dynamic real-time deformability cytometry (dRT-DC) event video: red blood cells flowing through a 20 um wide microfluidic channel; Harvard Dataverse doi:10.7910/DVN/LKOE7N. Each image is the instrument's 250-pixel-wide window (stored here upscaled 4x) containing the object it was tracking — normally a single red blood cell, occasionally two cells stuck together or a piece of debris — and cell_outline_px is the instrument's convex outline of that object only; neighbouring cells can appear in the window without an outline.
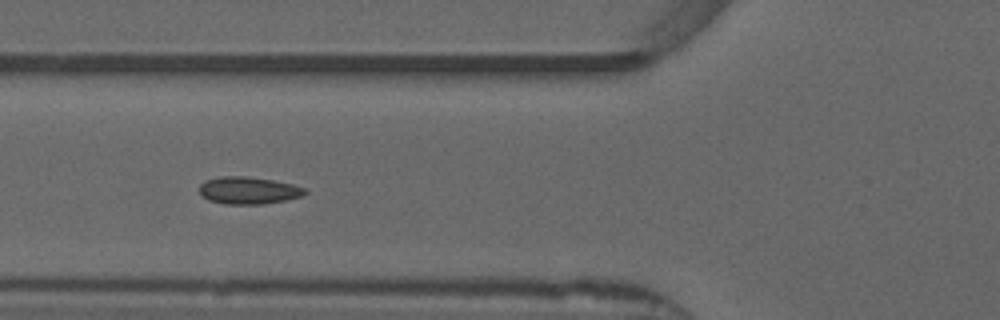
{"species": "common noctule bat (a hibernating species)", "species_latin": "Nyctalus noctula", "temperature_condition": "warm", "stored_images_in_passage": 36, "camera_frame_rate_fps": 3000, "um_per_image_px": 0.085, "animal": {"sex": "male", "forearm_length_mm": 52.5}, "frame": {"image": 1, "passage_image": 6, "time_ms": 1.667, "image_size_px": [1000, 320], "cell_outline_px": [[308, 192], [304, 196], [288, 200], [264, 204], [224, 204], [208, 200], [200, 192], [200, 184], [204, 180], [220, 176], [248, 176], [272, 180], [292, 184], [304, 188]], "centroid_in_image_um": [21.14, 16.19], "position_along_channel_um": 104.7, "area_um2": 16.94}, "authors_computed_cell_mechanics": {"area_um2": 15.895, "velocity_mm_per_s": 3.8768, "shape_relaxation_time_tau1_ms": null, "shape_relaxation_time_tau2_ms": 3.2732, "deformation_change_tau1": null, "deformation_change_tau2": 0.0754}}